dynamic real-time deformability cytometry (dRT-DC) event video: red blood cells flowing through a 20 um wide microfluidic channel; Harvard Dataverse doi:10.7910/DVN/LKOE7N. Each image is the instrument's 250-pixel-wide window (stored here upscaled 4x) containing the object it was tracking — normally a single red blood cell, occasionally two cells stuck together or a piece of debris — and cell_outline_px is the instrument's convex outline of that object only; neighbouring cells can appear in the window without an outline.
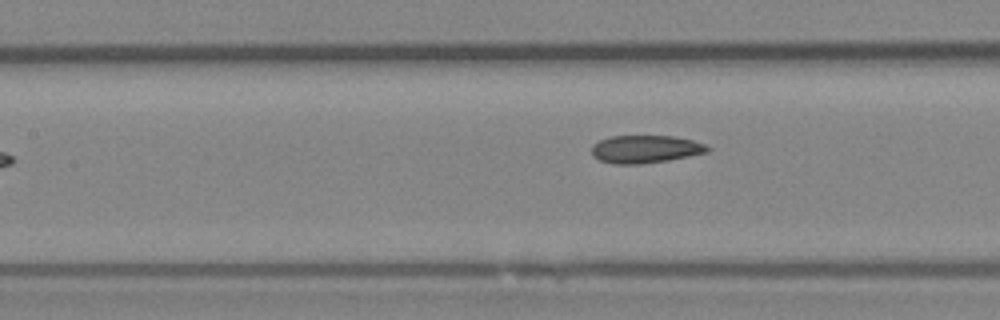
{"species": "Egyptian fruit bat (a non-hibernating species)", "species_latin": "Rousettus aegyptiacus", "temperature_condition": "room temperature", "stored_images_in_passage": 7, "camera_frame_rate_fps": 3000, "um_per_image_px": 0.085, "animal": {"sex": "female"}, "frame": {"image": 1, "passage_image": 7, "time_ms": 2.0, "image_size_px": [1000, 320], "cell_outline_px": [[712, 148], [708, 152], [668, 160], [640, 164], [612, 164], [600, 160], [592, 156], [592, 144], [600, 140], [612, 136], [672, 136], [692, 140], [704, 144]], "centroid_in_image_um": [54.84, 12.68], "position_along_channel_um": 152.6, "area_um2": 18.73}}